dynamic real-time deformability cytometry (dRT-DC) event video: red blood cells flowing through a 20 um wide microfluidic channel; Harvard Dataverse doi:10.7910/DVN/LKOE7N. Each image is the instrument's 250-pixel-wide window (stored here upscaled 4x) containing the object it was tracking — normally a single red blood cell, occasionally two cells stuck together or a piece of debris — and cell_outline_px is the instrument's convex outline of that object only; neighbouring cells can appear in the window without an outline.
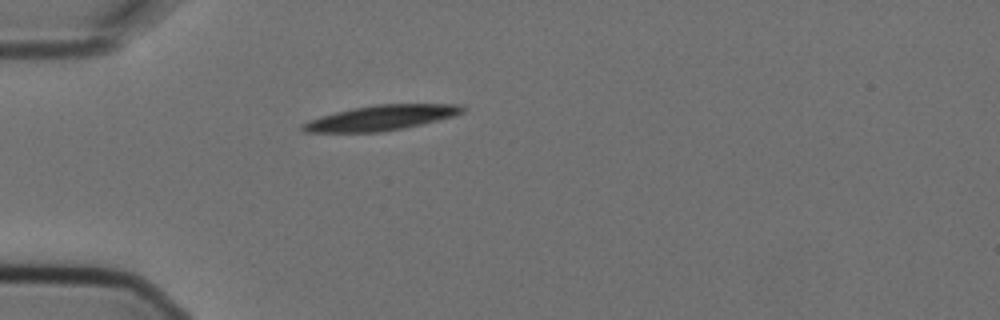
{"species": "Egyptian fruit bat (a non-hibernating species)", "species_latin": "Rousettus aegyptiacus", "temperature_condition": "cold", "stored_images_in_passage": 1, "camera_frame_rate_fps": 3000, "um_per_image_px": 0.085, "animal": {"sex": "female"}, "frame": {"image": 1, "passage_image": 1, "time_ms": 0.0, "image_size_px": [1000, 320], "cell_outline_px": [[468, 108], [464, 112], [452, 116], [404, 128], [380, 132], [304, 132], [300, 128], [300, 124], [308, 120], [320, 116], [352, 108], [376, 104], [464, 104]], "centroid_in_image_um": [32.38, 10.0], "position_along_channel_um": 52.6, "area_um2": 23.41}}